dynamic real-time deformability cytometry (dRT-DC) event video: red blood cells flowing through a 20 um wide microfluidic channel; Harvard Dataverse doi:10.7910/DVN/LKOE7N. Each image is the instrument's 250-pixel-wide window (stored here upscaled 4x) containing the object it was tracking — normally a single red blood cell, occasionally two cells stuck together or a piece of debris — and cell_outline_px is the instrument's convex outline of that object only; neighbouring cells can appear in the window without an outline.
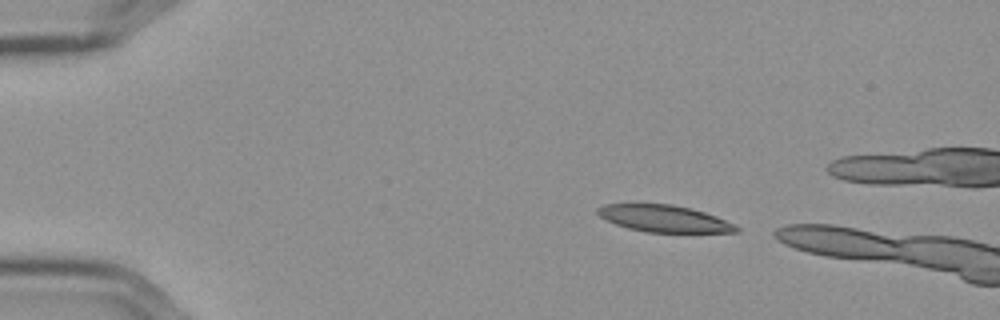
{"species": "Egyptian fruit bat (a non-hibernating species)", "species_latin": "Rousettus aegyptiacus", "temperature_condition": "cold", "stored_images_in_passage": 42, "camera_frame_rate_fps": 3000, "um_per_image_px": 0.085, "frame": {"image": 1, "passage_image": 1, "time_ms": 0.0, "image_size_px": [1000, 320], "cell_outline_px": [[740, 232], [648, 232], [628, 228], [616, 224], [600, 216], [596, 212], [596, 208], [604, 204], [672, 204], [692, 208], [716, 216], [736, 224], [740, 228]], "centroid_in_image_um": [56.48, 18.57], "position_along_channel_um": 28.5, "area_um2": 21.68}}
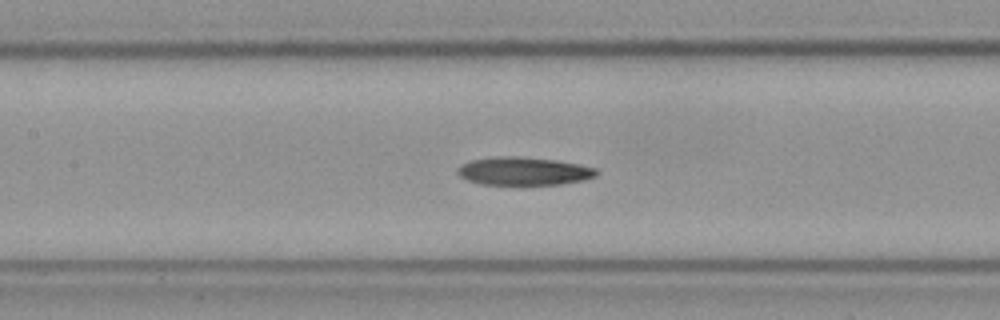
{"frame": {"image": 2, "passage_image": 18, "time_ms": 5.667, "image_size_px": [1000, 320], "cell_outline_px": [[600, 172], [596, 176], [584, 180], [560, 184], [520, 188], [480, 184], [468, 180], [460, 176], [456, 172], [456, 168], [460, 164], [472, 160], [500, 156], [520, 156], [556, 160], [580, 164], [596, 168]], "centroid_in_image_um": [44.51, 14.6], "position_along_channel_um": 162.9, "area_um2": 23.99}}
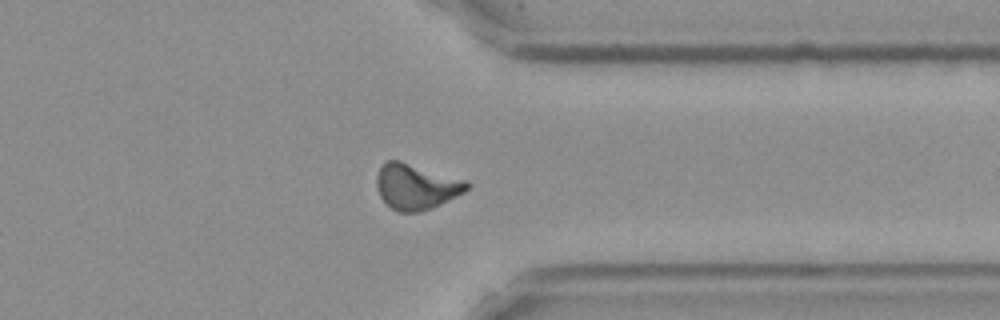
{"frame": {"image": 3, "passage_image": 36, "time_ms": 11.667, "image_size_px": [1000, 320], "cell_outline_px": [[472, 184], [464, 192], [432, 208], [420, 212], [400, 212], [392, 208], [380, 196], [376, 184], [376, 180], [380, 168], [384, 160], [400, 160], [468, 180]], "centroid_in_image_um": [35.4, 15.84], "position_along_channel_um": 376.0, "area_um2": 24.04}}